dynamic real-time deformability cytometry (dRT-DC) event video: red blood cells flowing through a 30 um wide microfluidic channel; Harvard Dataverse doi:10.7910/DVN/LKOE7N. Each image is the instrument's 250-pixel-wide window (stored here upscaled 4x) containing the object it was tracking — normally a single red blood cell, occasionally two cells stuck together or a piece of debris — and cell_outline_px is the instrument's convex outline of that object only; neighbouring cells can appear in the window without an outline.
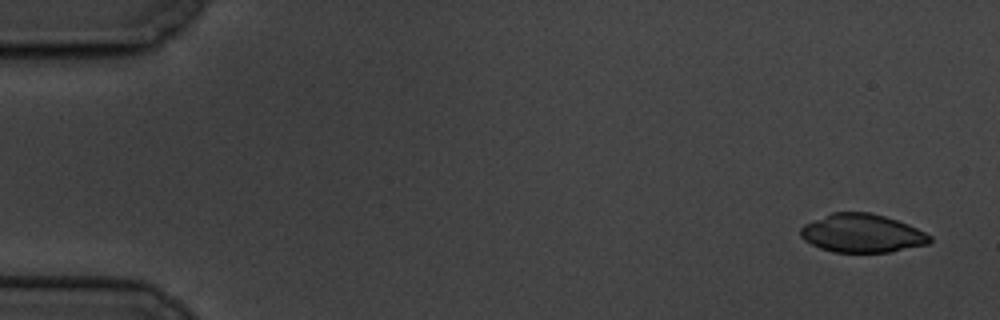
{"species": "common noctule bat (a hibernating species)", "species_latin": "Nyctalus noctula", "temperature_condition": "cold", "stored_images_in_passage": 10, "camera_frame_rate_fps": 3000, "um_per_image_px": 0.085, "animal": {"sex": "male", "body_mass_g": 19.5, "forearm_length_mm": 54.6}, "frame": {"image": 1, "passage_image": 1, "time_ms": 0.0, "image_size_px": [1000, 320], "cell_outline_px": [[932, 240], [928, 244], [892, 252], [832, 252], [820, 248], [804, 240], [800, 236], [800, 228], [804, 224], [832, 212], [868, 212], [884, 216], [908, 224], [932, 236]], "centroid_in_image_um": [73.27, 19.83], "position_along_channel_um": 11.7, "area_um2": 28.96}}